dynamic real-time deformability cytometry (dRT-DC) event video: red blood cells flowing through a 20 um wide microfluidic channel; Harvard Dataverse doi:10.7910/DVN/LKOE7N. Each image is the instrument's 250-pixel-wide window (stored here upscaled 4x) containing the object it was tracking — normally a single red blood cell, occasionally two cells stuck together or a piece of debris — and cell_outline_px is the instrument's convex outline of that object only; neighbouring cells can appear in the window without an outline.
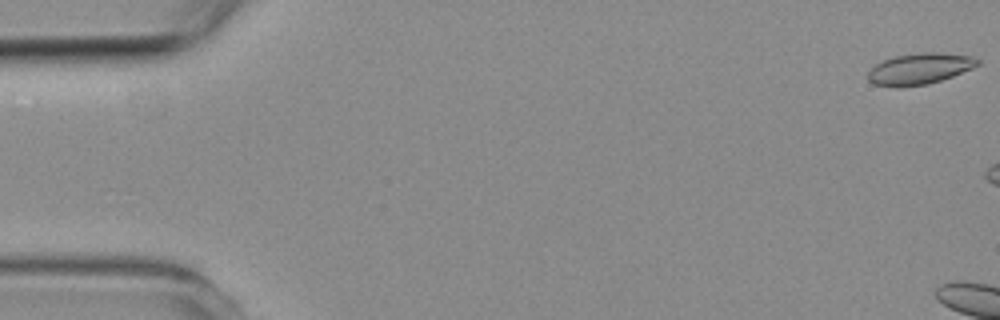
{"species": "common noctule bat (a hibernating species)", "species_latin": "Nyctalus noctula", "temperature_condition": "room temperature", "stored_images_in_passage": 7, "camera_frame_rate_fps": 3000, "um_per_image_px": 0.085, "animal": {"sex": "female", "body_mass_g": 19.3, "forearm_length_mm": 54.1}, "frame": {"image": 1, "passage_image": 1, "time_ms": 0.0, "image_size_px": [1000, 320], "cell_outline_px": [[980, 64], [972, 68], [952, 76], [928, 84], [900, 88], [896, 88], [872, 84], [868, 80], [868, 72], [876, 64], [892, 56], [924, 52], [936, 52], [972, 56], [980, 60]], "centroid_in_image_um": [78.14, 5.86], "position_along_channel_um": 6.9, "area_um2": 20.06}}